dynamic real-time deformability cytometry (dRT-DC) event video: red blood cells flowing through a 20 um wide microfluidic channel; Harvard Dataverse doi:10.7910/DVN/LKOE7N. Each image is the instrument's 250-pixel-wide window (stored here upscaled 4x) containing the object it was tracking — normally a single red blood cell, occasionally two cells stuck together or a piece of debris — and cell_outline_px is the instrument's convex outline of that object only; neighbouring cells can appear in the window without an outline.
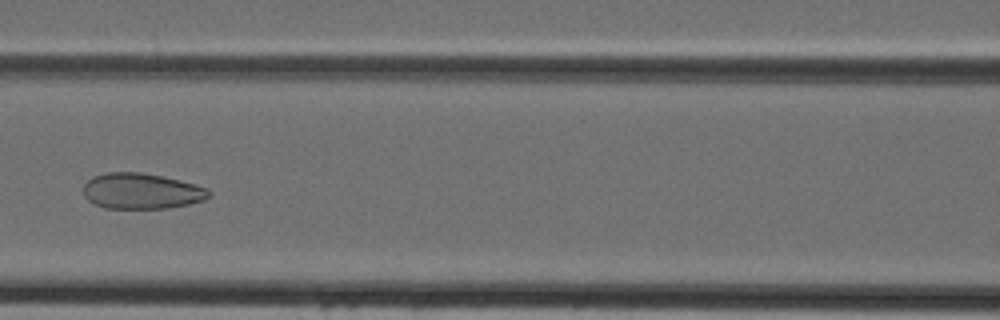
{"species": "Egyptian fruit bat (a non-hibernating species)", "species_latin": "Rousettus aegyptiacus", "temperature_condition": "cold", "stored_images_in_passage": 36, "camera_frame_rate_fps": 3000, "um_per_image_px": 0.085, "animal": {"sex": "female"}, "frame": {"image": 1, "passage_image": 11, "time_ms": 3.333, "image_size_px": [1000, 320], "cell_outline_px": [[212, 192], [204, 200], [188, 204], [168, 208], [104, 208], [88, 200], [84, 196], [84, 184], [92, 176], [108, 172], [140, 172], [160, 176], [208, 188]], "centroid_in_image_um": [12.0, 16.24], "position_along_channel_um": 154.6, "area_um2": 25.89}}
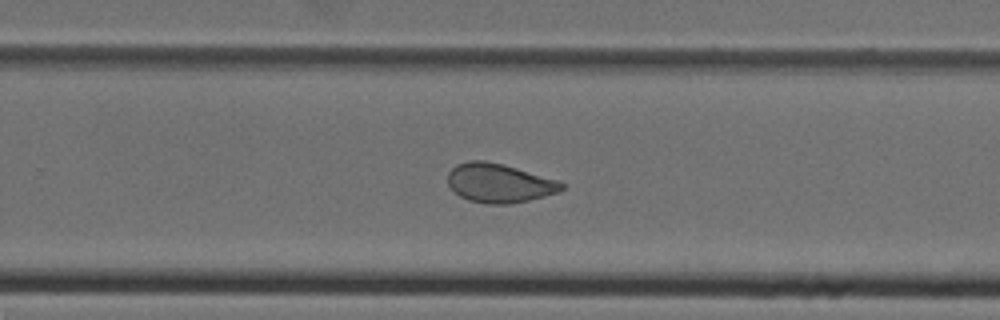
{"frame": {"image": 2, "passage_image": 20, "time_ms": 6.333, "image_size_px": [1000, 320], "cell_outline_px": [[564, 188], [556, 192], [528, 200], [508, 204], [484, 204], [468, 200], [460, 196], [448, 184], [448, 172], [456, 164], [468, 160], [484, 160], [516, 168], [556, 180], [564, 184]], "centroid_in_image_um": [42.37, 15.56], "position_along_channel_um": 287.4, "area_um2": 25.49}}
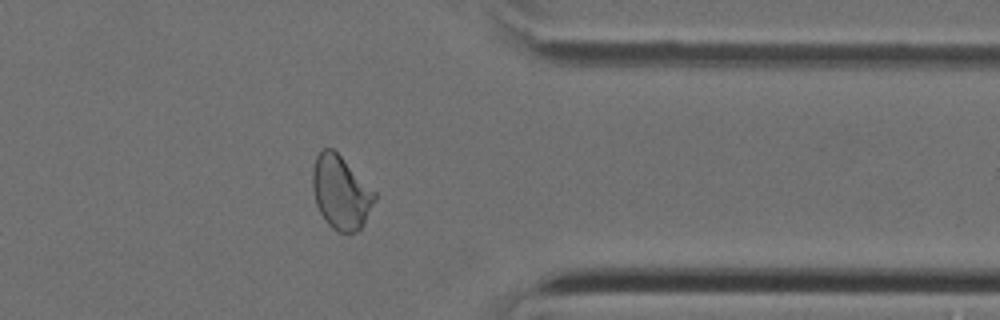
{"frame": {"image": 3, "passage_image": 27, "time_ms": 8.667, "image_size_px": [1000, 320], "cell_outline_px": [[376, 200], [364, 224], [356, 232], [340, 232], [332, 228], [324, 220], [316, 204], [312, 188], [312, 168], [316, 156], [324, 148], [332, 148], [376, 192]], "centroid_in_image_um": [28.96, 16.37], "position_along_channel_um": 382.4, "area_um2": 26.47}}